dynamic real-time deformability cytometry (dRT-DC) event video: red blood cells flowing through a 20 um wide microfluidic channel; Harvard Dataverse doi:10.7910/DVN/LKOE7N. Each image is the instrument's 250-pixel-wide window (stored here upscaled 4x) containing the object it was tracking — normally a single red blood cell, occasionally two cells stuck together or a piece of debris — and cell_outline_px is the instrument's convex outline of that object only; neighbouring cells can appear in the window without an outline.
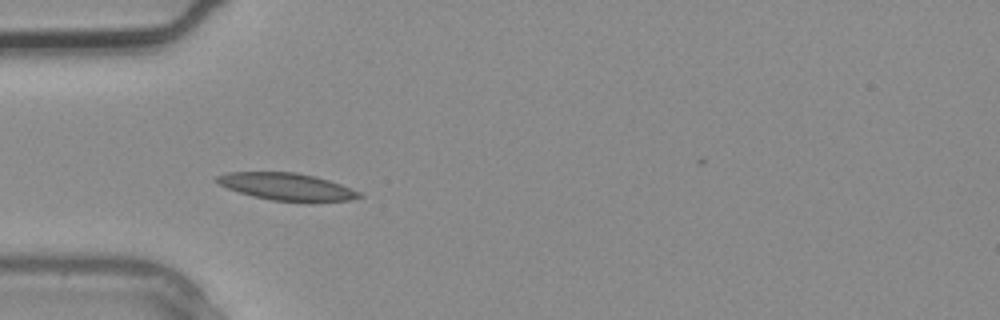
{"species": "common noctule bat (a hibernating species)", "species_latin": "Nyctalus noctula", "temperature_condition": "warm", "stored_images_in_passage": 2, "camera_frame_rate_fps": 3000, "um_per_image_px": 0.085, "animal": {"sex": "male", "body_mass_g": 20.4}, "frame": {"image": 1, "passage_image": 2, "time_ms": 0.333, "image_size_px": [1000, 320], "cell_outline_px": [[364, 196], [348, 200], [272, 200], [252, 196], [228, 188], [220, 184], [216, 180], [216, 176], [228, 172], [296, 172], [328, 180], [340, 184], [360, 192]], "centroid_in_image_um": [24.33, 15.84], "position_along_channel_um": 60.7, "area_um2": 21.79}}